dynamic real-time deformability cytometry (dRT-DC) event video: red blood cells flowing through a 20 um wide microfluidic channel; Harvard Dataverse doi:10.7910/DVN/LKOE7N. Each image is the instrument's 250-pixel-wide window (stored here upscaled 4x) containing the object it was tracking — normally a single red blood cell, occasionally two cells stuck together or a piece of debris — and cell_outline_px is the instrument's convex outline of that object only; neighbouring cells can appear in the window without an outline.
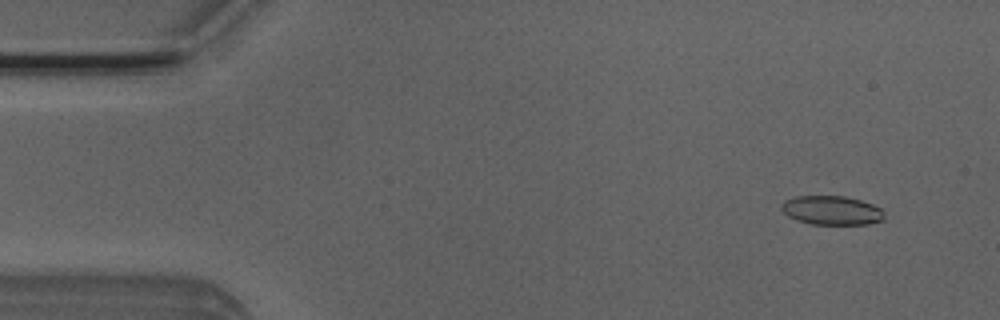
{"species": "Egyptian fruit bat (a non-hibernating species)", "species_latin": "Rousettus aegyptiacus", "temperature_condition": "room temperature", "stored_images_in_passage": 9, "camera_frame_rate_fps": 3000, "um_per_image_px": 0.085, "animal": {"sex": "male"}, "frame": {"image": 1, "passage_image": 4, "time_ms": 1.0, "image_size_px": [1000, 320], "cell_outline_px": [[884, 220], [868, 224], [812, 224], [796, 220], [788, 216], [780, 208], [780, 204], [784, 200], [796, 196], [844, 196], [860, 200], [872, 204], [880, 208], [884, 212]], "centroid_in_image_um": [70.68, 17.88], "position_along_channel_um": 14.3, "area_um2": 17.46}}